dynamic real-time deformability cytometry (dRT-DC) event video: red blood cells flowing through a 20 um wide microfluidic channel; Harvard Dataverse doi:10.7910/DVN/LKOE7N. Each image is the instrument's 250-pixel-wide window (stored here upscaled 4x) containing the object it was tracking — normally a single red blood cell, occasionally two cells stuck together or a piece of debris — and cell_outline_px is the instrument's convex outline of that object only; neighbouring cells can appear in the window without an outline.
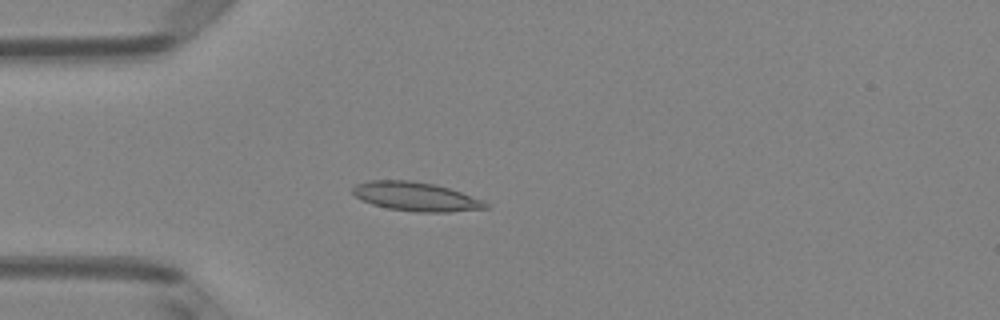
{"species": "Egyptian fruit bat (a non-hibernating species)", "species_latin": "Rousettus aegyptiacus", "temperature_condition": "room temperature", "stored_images_in_passage": 3, "camera_frame_rate_fps": 3000, "um_per_image_px": 0.085, "animal": {"sex": "female"}, "frame": {"image": 1, "passage_image": 3, "time_ms": 0.667, "image_size_px": [1000, 320], "cell_outline_px": [[492, 204], [488, 208], [448, 212], [416, 212], [388, 208], [372, 204], [356, 196], [352, 192], [352, 188], [356, 184], [368, 180], [408, 180], [436, 184], [484, 200]], "centroid_in_image_um": [35.38, 16.71], "position_along_channel_um": 49.6, "area_um2": 22.43}}